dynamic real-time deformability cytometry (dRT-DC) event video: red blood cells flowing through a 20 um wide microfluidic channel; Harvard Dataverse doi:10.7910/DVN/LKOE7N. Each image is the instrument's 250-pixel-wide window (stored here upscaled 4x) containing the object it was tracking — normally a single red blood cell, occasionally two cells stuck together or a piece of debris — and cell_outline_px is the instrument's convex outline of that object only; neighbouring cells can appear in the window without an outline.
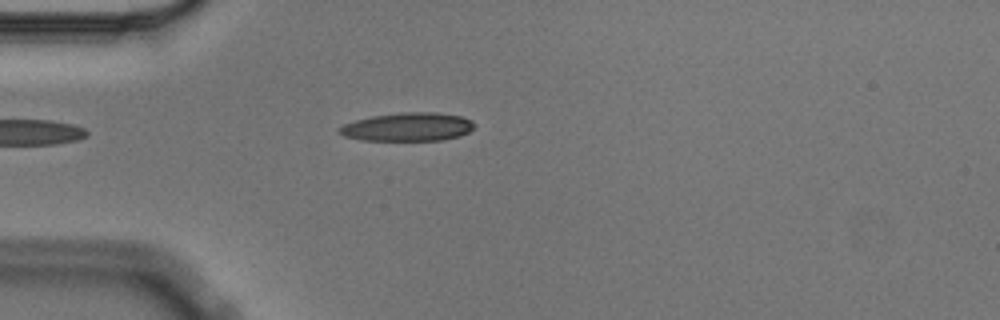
{"species": "Egyptian fruit bat (a non-hibernating species)", "species_latin": "Rousettus aegyptiacus", "temperature_condition": "cold", "stored_images_in_passage": 5, "camera_frame_rate_fps": 3000, "um_per_image_px": 0.085, "animal": {"sex": "male"}, "frame": {"image": 1, "passage_image": 5, "time_ms": 1.333, "image_size_px": [1000, 320], "cell_outline_px": [[476, 124], [468, 132], [460, 136], [444, 140], [360, 140], [344, 136], [340, 132], [340, 128], [344, 124], [356, 120], [372, 116], [400, 112], [436, 112], [460, 116], [472, 120]], "centroid_in_image_um": [34.7, 10.78], "position_along_channel_um": 50.3, "area_um2": 22.31}}